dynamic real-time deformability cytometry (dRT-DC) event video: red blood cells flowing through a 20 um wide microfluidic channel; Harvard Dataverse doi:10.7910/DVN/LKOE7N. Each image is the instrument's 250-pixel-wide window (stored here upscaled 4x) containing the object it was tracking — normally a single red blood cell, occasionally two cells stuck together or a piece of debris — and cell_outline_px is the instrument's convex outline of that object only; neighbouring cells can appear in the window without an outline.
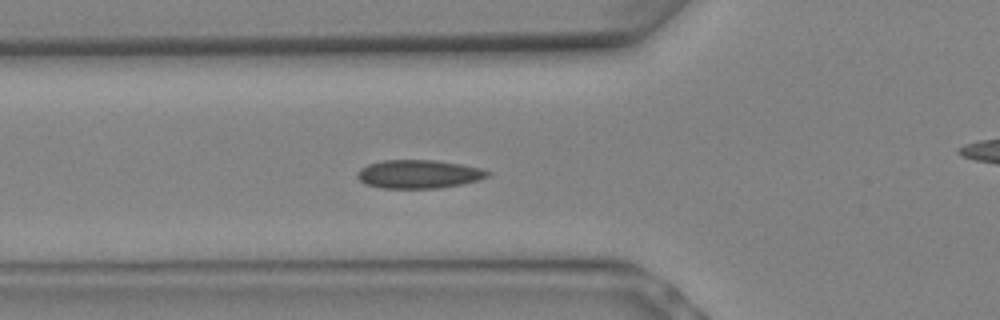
{"species": "Egyptian fruit bat (a non-hibernating species)", "species_latin": "Rousettus aegyptiacus", "temperature_condition": "warm", "stored_images_in_passage": 7, "camera_frame_rate_fps": 3000, "um_per_image_px": 0.085, "animal": {"sex": "female"}, "frame": {"image": 1, "passage_image": 7, "time_ms": 2.0, "image_size_px": [1000, 320], "cell_outline_px": [[492, 172], [488, 176], [476, 180], [460, 184], [440, 188], [380, 188], [364, 184], [356, 176], [356, 172], [360, 168], [368, 164], [380, 160], [436, 160], [460, 164], [480, 168]], "centroid_in_image_um": [35.53, 14.79], "position_along_channel_um": 90.3, "area_um2": 21.68}}